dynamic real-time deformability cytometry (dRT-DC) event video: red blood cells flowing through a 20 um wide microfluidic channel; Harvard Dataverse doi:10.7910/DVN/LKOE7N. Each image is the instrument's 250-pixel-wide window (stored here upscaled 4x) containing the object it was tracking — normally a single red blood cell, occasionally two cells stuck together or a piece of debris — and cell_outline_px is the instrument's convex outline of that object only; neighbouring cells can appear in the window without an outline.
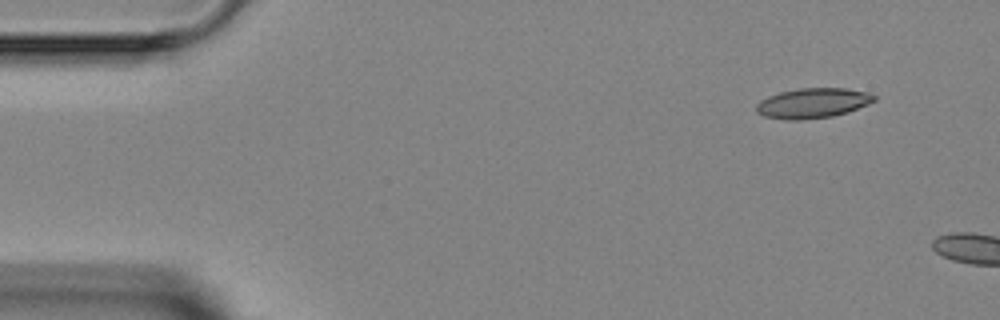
{"species": "Egyptian fruit bat (a non-hibernating species)", "species_latin": "Rousettus aegyptiacus", "temperature_condition": "room temperature", "stored_images_in_passage": 3, "camera_frame_rate_fps": 3000, "um_per_image_px": 0.085, "animal": {"sex": "female"}, "frame": {"image": 1, "passage_image": 2, "time_ms": 1.0, "image_size_px": [1000, 320], "cell_outline_px": [[876, 100], [868, 104], [848, 112], [832, 116], [800, 120], [784, 120], [764, 116], [756, 112], [756, 104], [760, 100], [768, 96], [780, 92], [800, 88], [844, 88], [868, 92], [876, 96]], "centroid_in_image_um": [69.07, 8.77], "position_along_channel_um": 15.9, "area_um2": 20.69}}